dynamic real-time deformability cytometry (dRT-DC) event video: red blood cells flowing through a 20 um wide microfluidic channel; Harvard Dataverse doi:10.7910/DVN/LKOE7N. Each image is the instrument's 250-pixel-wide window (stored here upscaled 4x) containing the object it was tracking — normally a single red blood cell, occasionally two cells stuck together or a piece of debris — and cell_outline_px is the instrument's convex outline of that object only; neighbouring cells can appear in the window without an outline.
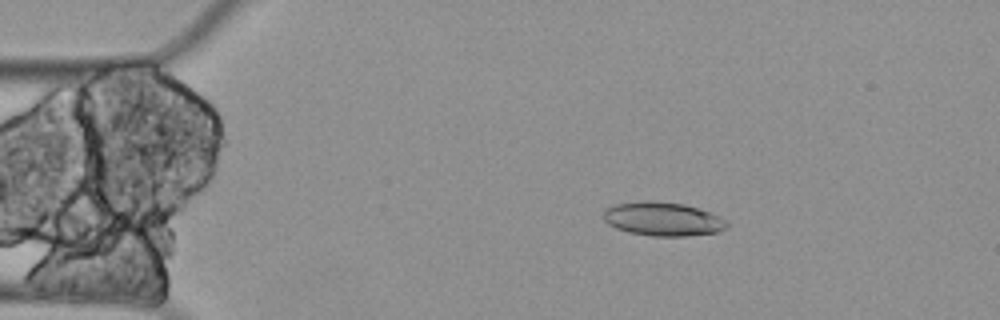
{"species": "Egyptian fruit bat (a non-hibernating species)", "species_latin": "Rousettus aegyptiacus", "temperature_condition": "cold", "stored_images_in_passage": 26, "camera_frame_rate_fps": 3000, "um_per_image_px": 0.085, "animal": {"sex": "female"}, "frame": {"image": 1, "passage_image": 2, "time_ms": 0.333, "image_size_px": [1000, 320], "cell_outline_px": [[728, 224], [724, 228], [716, 232], [688, 236], [652, 236], [632, 232], [616, 228], [608, 224], [604, 220], [604, 212], [608, 208], [616, 204], [644, 200], [648, 200], [684, 204], [720, 216], [728, 220]], "centroid_in_image_um": [56.35, 18.61], "position_along_channel_um": 28.6, "area_um2": 24.04}}
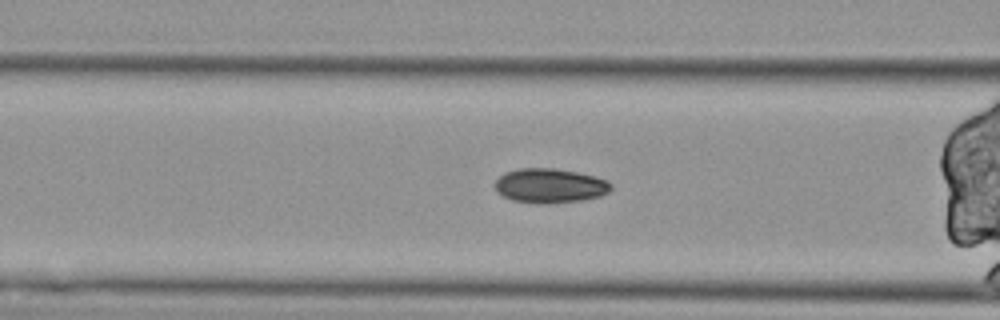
{"frame": {"image": 2, "passage_image": 14, "time_ms": 4.333, "image_size_px": [1000, 320], "cell_outline_px": [[612, 188], [608, 192], [600, 196], [584, 200], [552, 204], [536, 204], [512, 200], [496, 192], [496, 180], [504, 172], [520, 168], [556, 168], [576, 172], [608, 180], [612, 184]], "centroid_in_image_um": [46.75, 15.8], "position_along_channel_um": 119.9, "area_um2": 23.52}}
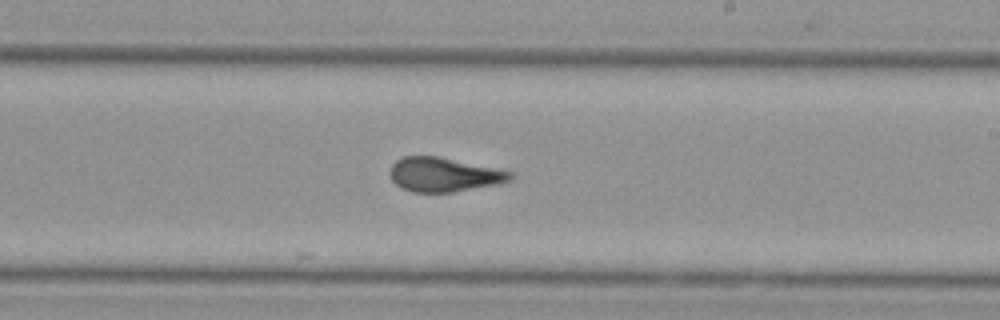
{"frame": {"image": 3, "passage_image": 26, "time_ms": 8.333, "image_size_px": [1000, 320], "cell_outline_px": [[516, 176], [512, 180], [500, 184], [452, 192], [412, 192], [396, 184], [392, 180], [388, 172], [392, 164], [396, 160], [404, 156], [440, 156], [512, 172]], "centroid_in_image_um": [37.74, 14.84], "position_along_channel_um": 251.3, "area_um2": 24.1}}